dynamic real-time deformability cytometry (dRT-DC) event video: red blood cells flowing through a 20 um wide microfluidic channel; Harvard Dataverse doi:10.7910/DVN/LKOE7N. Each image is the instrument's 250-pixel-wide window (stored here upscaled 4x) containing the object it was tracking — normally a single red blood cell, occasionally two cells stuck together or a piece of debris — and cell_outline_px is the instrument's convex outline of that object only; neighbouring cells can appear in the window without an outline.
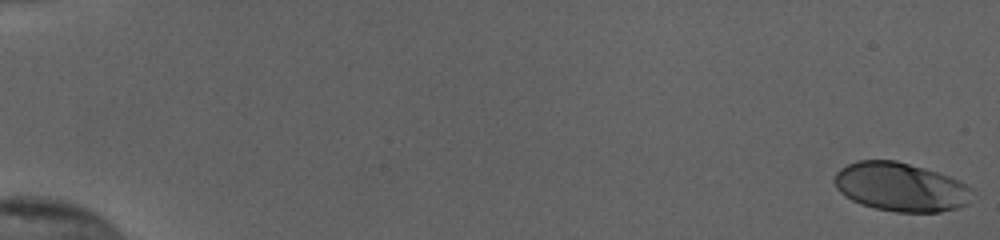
{"species": "human", "species_latin": "Homo sapiens", "temperature_condition": "cold", "stored_images_in_passage": 55, "camera_frame_rate_fps": 3000, "um_per_image_px": 0.085, "donor": {"sex": "female"}, "frame": {"image": 1, "passage_image": 1, "time_ms": 0.0, "image_size_px": [1000, 240], "cell_outline_px": [[976, 192], [968, 204], [956, 208], [940, 212], [896, 212], [876, 208], [860, 204], [844, 196], [836, 188], [832, 180], [836, 172], [840, 168], [856, 160], [896, 160], [924, 168], [948, 176], [972, 188]], "centroid_in_image_um": [76.54, 15.9], "position_along_channel_um": 8.5, "area_um2": 39.42}}
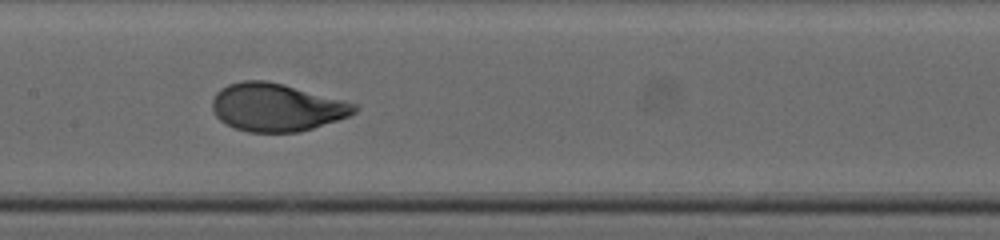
{"frame": {"image": 2, "passage_image": 30, "time_ms": 9.667, "image_size_px": [1000, 240], "cell_outline_px": [[360, 108], [356, 112], [348, 116], [300, 132], [248, 132], [236, 128], [220, 120], [216, 116], [212, 108], [212, 100], [216, 92], [220, 88], [228, 84], [244, 80], [264, 80], [284, 84], [356, 104]], "centroid_in_image_um": [23.48, 9.12], "position_along_channel_um": 183.9, "area_um2": 39.42}}
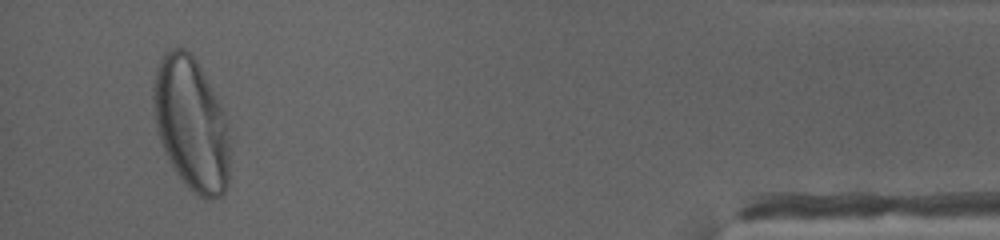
{"frame": {"image": 3, "passage_image": 53, "time_ms": 17.333, "image_size_px": [1000, 240], "cell_outline_px": [[228, 184], [224, 192], [220, 196], [212, 200], [208, 200], [200, 196], [188, 188], [176, 172], [164, 152], [156, 128], [152, 104], [152, 88], [156, 68], [164, 52], [172, 48], [184, 48], [196, 60], [224, 112], [228, 136]], "centroid_in_image_um": [16.22, 10.54], "position_along_channel_um": 419.0, "area_um2": 59.01}, "authors_computed_cell_mechanics": {"area_um2": 39.3618, "velocity_mm_per_s": 3.8297, "shape_relaxation_time_tau1_ms": 2.9006, "shape_relaxation_time_tau2_ms": null, "deformation_change_tau1": 0.1984, "deformation_change_tau2": null}}